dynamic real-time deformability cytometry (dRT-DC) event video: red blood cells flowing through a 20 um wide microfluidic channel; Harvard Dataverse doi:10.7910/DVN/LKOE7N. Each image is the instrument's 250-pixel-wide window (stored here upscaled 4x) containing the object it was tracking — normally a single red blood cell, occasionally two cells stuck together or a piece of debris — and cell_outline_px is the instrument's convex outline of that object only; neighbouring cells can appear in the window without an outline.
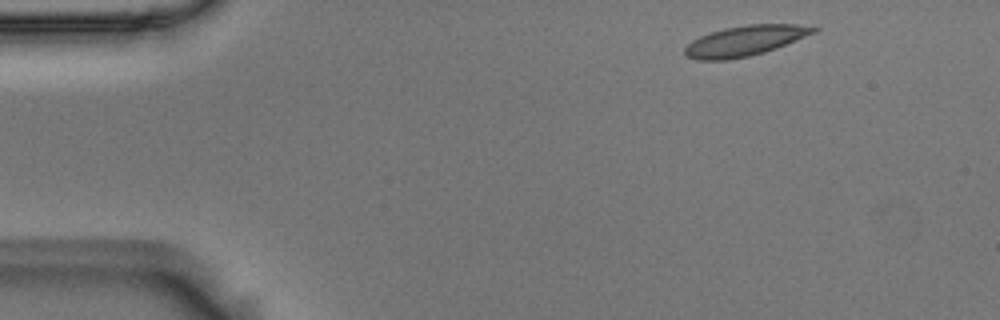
{"species": "Egyptian fruit bat (a non-hibernating species)", "species_latin": "Rousettus aegyptiacus", "temperature_condition": "room temperature", "stored_images_in_passage": 5, "camera_frame_rate_fps": 3000, "um_per_image_px": 0.085, "animal": {"sex": "male"}, "frame": {"image": 1, "passage_image": 1, "time_ms": 0.0, "image_size_px": [1000, 320], "cell_outline_px": [[820, 28], [816, 32], [776, 48], [764, 52], [748, 56], [728, 60], [696, 60], [684, 56], [684, 48], [692, 40], [700, 36], [724, 28], [748, 24], [796, 24]], "centroid_in_image_um": [63.29, 3.47], "position_along_channel_um": 21.7, "area_um2": 22.66}}
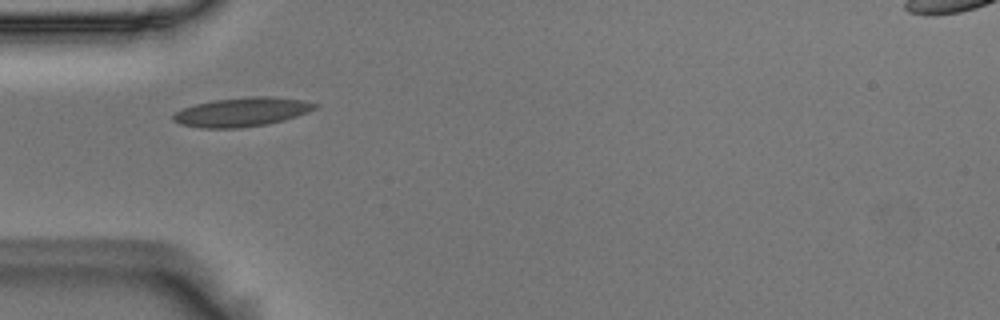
{"frame": {"image": 2, "passage_image": 4, "time_ms": 1.0, "image_size_px": [1000, 320], "cell_outline_px": [[320, 104], [316, 108], [308, 112], [284, 120], [268, 124], [240, 128], [200, 128], [180, 124], [172, 120], [172, 116], [176, 112], [184, 108], [196, 104], [212, 100], [256, 96], [272, 96], [304, 100]], "centroid_in_image_um": [20.58, 9.52], "position_along_channel_um": 64.4, "area_um2": 24.04}}
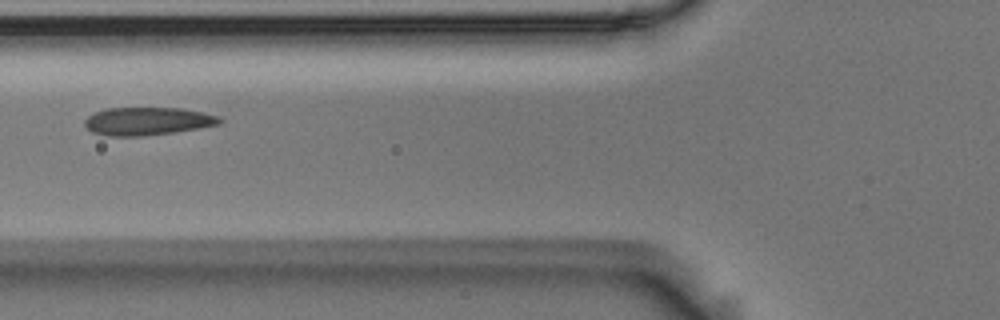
{"frame": {"image": 3, "passage_image": 5, "time_ms": 1.333, "image_size_px": [1000, 320], "cell_outline_px": [[224, 120], [220, 124], [200, 128], [144, 136], [108, 136], [92, 132], [84, 124], [84, 120], [88, 116], [96, 112], [108, 108], [180, 108], [220, 116]], "centroid_in_image_um": [12.55, 10.3], "position_along_channel_um": 113.3, "area_um2": 21.91}}